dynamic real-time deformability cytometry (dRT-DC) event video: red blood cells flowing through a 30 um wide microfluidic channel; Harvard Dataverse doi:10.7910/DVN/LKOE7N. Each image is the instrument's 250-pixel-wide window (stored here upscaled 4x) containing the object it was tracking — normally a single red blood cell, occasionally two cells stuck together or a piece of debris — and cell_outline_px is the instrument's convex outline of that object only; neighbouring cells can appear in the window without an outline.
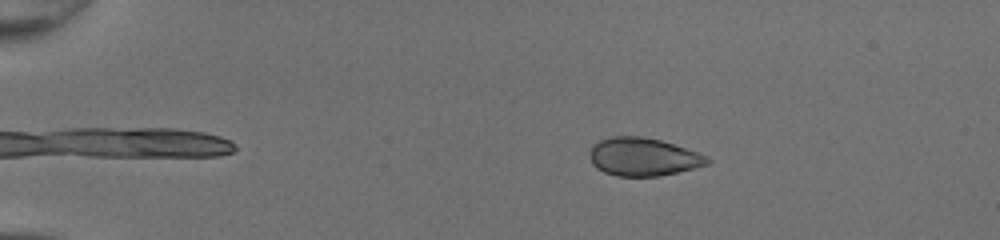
{"species": "common noctule bat (a hibernating species)", "species_latin": "Nyctalus noctula", "temperature_condition": "room temperature", "stored_images_in_passage": 48, "camera_frame_rate_fps": 3000, "um_per_image_px": 0.085, "animal": {"sex": "female", "body_mass_g": 20.0, "forearm_length_mm": 54.0}, "frame": {"image": 1, "passage_image": 8, "time_ms": 2.333, "image_size_px": [1000, 240], "cell_outline_px": [[712, 160], [708, 164], [676, 172], [656, 176], [616, 176], [604, 172], [596, 168], [592, 164], [588, 152], [588, 148], [592, 144], [600, 140], [612, 136], [640, 136], [660, 140], [696, 152]], "centroid_in_image_um": [54.58, 13.33], "position_along_channel_um": 30.4, "area_um2": 25.95}}
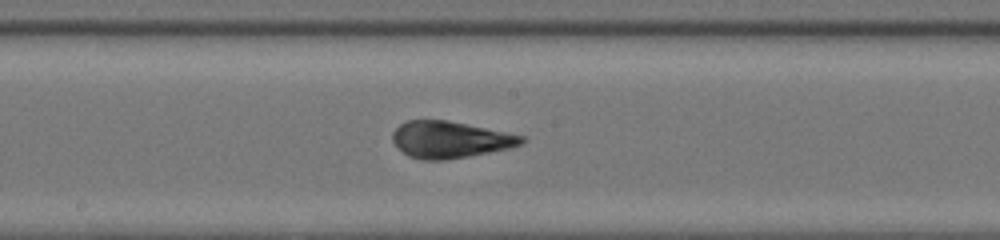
{"frame": {"image": 2, "passage_image": 27, "time_ms": 8.667, "image_size_px": [1000, 240], "cell_outline_px": [[528, 140], [524, 144], [512, 148], [468, 156], [444, 160], [420, 160], [408, 156], [392, 140], [392, 132], [400, 124], [408, 120], [448, 120], [524, 136]], "centroid_in_image_um": [38.29, 11.87], "position_along_channel_um": 209.9, "area_um2": 27.63}}
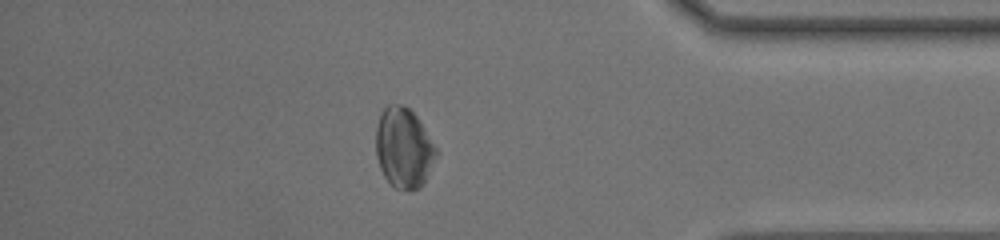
{"frame": {"image": 3, "passage_image": 42, "time_ms": 13.667, "image_size_px": [1000, 240], "cell_outline_px": [[440, 152], [424, 184], [420, 188], [412, 192], [396, 188], [384, 176], [380, 168], [376, 156], [376, 128], [380, 112], [388, 104], [404, 104], [416, 116]], "centroid_in_image_um": [34.34, 12.59], "position_along_channel_um": 400.9, "area_um2": 28.67}, "authors_computed_cell_mechanics": {"area_um2": 27.6862, "velocity_mm_per_s": 4.2729, "shape_relaxation_time_tau1_ms": 2.5237, "shape_relaxation_time_tau2_ms": null, "deformation_change_tau1": 0.1256, "deformation_change_tau2": null}}